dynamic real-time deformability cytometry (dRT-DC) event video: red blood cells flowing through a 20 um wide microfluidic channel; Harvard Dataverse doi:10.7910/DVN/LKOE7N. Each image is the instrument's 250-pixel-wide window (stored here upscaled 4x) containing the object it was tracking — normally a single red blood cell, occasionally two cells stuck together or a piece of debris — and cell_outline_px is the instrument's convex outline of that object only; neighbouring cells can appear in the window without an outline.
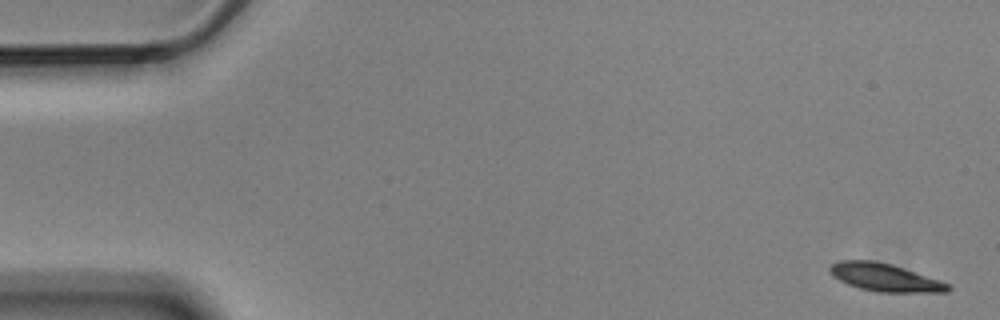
{"species": "Egyptian fruit bat (a non-hibernating species)", "species_latin": "Rousettus aegyptiacus", "temperature_condition": "cold", "stored_images_in_passage": 6, "camera_frame_rate_fps": 3000, "um_per_image_px": 0.085, "animal": {"sex": "male"}, "frame": {"image": 1, "passage_image": 1, "time_ms": 0.0, "image_size_px": [1000, 320], "cell_outline_px": [[952, 288], [948, 292], [876, 292], [860, 288], [848, 284], [832, 276], [828, 272], [828, 268], [832, 264], [840, 260], [872, 260], [892, 264], [940, 280], [948, 284]], "centroid_in_image_um": [75.19, 23.58], "position_along_channel_um": 9.8, "area_um2": 19.19}}
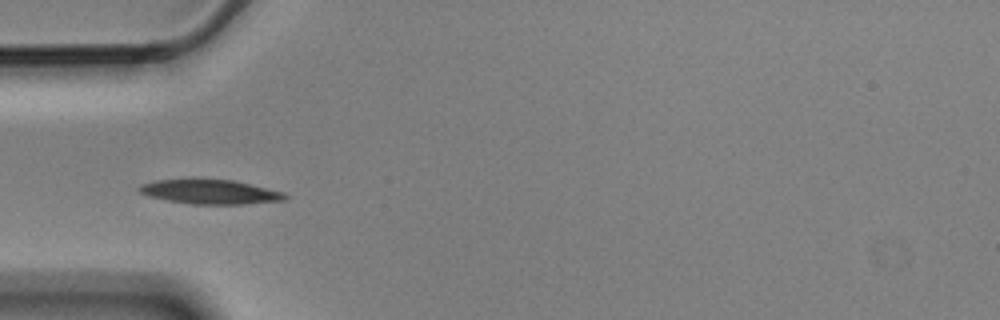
{"frame": {"image": 2, "passage_image": 5, "time_ms": 1.333, "image_size_px": [1000, 320], "cell_outline_px": [[288, 196], [284, 200], [244, 204], [192, 204], [168, 200], [148, 196], [140, 192], [136, 188], [140, 184], [156, 180], [188, 176], [196, 176], [232, 180], [284, 192]], "centroid_in_image_um": [17.76, 16.25], "position_along_channel_um": 67.2, "area_um2": 21.56}}
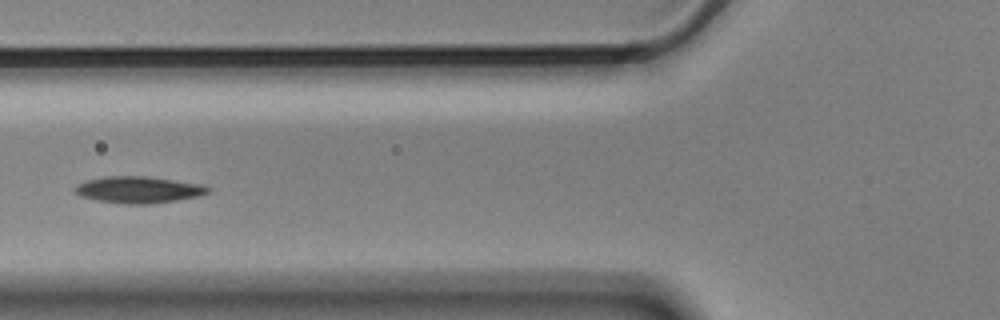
{"frame": {"image": 3, "passage_image": 6, "time_ms": 1.667, "image_size_px": [1000, 320], "cell_outline_px": [[212, 188], [208, 192], [200, 196], [152, 204], [124, 204], [96, 200], [80, 196], [72, 192], [76, 184], [88, 180], [104, 176], [148, 176], [200, 184]], "centroid_in_image_um": [11.74, 16.13], "position_along_channel_um": 114.1, "area_um2": 20.81}}